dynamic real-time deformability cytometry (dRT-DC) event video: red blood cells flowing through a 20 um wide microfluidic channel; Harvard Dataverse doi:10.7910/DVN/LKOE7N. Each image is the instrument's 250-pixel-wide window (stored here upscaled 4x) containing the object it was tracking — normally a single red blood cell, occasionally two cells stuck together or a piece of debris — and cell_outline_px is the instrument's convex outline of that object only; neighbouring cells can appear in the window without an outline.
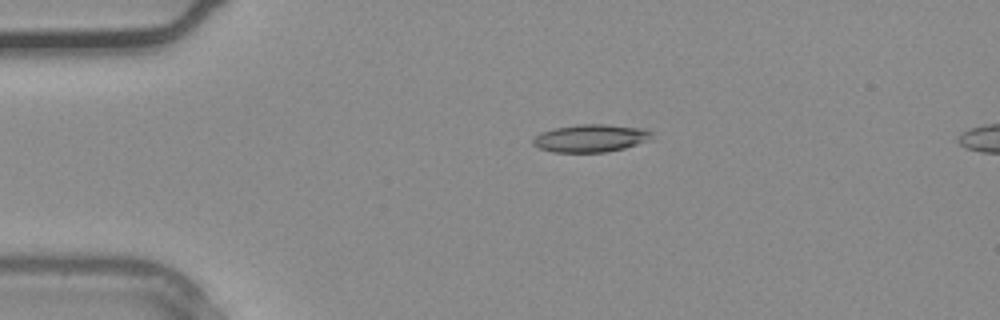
{"species": "common noctule bat (a hibernating species)", "species_latin": "Nyctalus noctula", "temperature_condition": "warm", "stored_images_in_passage": 29, "camera_frame_rate_fps": 3000, "um_per_image_px": 0.085, "animal": {"sex": "male", "body_mass_g": 20.4}, "frame": {"image": 1, "passage_image": 1, "time_ms": 0.0, "image_size_px": [1000, 320], "cell_outline_px": [[652, 140], [624, 148], [604, 152], [552, 152], [540, 148], [532, 144], [532, 140], [540, 132], [552, 128], [576, 124], [608, 124], [644, 128], [652, 132]], "centroid_in_image_um": [50.22, 11.73], "position_along_channel_um": 34.8, "area_um2": 19.42}}